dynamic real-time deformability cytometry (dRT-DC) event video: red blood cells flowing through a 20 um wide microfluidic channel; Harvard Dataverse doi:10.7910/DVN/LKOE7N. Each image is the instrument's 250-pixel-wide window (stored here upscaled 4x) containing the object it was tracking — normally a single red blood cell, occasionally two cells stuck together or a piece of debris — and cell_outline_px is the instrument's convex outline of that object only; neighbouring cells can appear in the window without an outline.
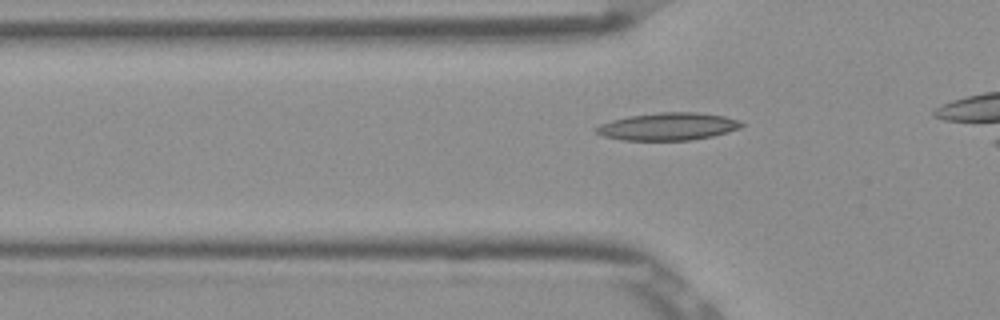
{"species": "Egyptian fruit bat (a non-hibernating species)", "species_latin": "Rousettus aegyptiacus", "temperature_condition": "room temperature", "stored_images_in_passage": 32, "camera_frame_rate_fps": 3000, "um_per_image_px": 0.085, "frame": {"image": 1, "passage_image": 13, "time_ms": 4.0, "image_size_px": [1000, 320], "cell_outline_px": [[744, 124], [740, 128], [728, 132], [712, 136], [692, 140], [620, 140], [604, 136], [596, 132], [592, 128], [600, 124], [612, 120], [628, 116], [660, 112], [696, 112], [724, 116], [740, 120]], "centroid_in_image_um": [56.77, 10.75], "position_along_channel_um": 69.0, "area_um2": 23.41}}
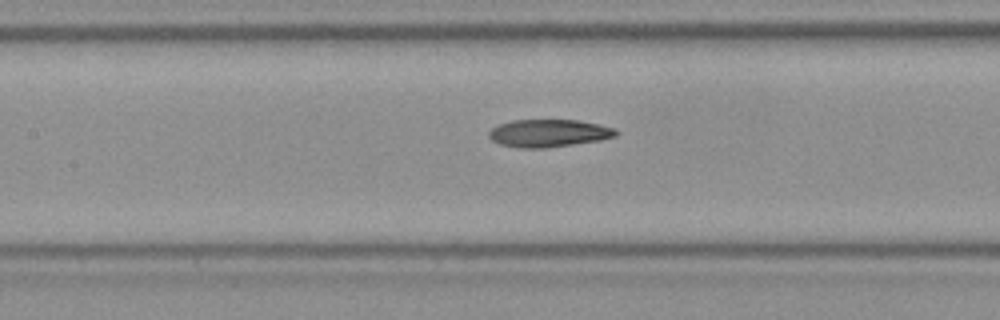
{"frame": {"image": 2, "passage_image": 20, "time_ms": 6.333, "image_size_px": [1000, 320], "cell_outline_px": [[620, 132], [616, 136], [600, 140], [544, 148], [520, 148], [500, 144], [492, 140], [488, 136], [488, 132], [492, 128], [500, 124], [512, 120], [576, 120], [600, 124], [616, 128]], "centroid_in_image_um": [46.66, 11.31], "position_along_channel_um": 160.7, "area_um2": 20.46}}
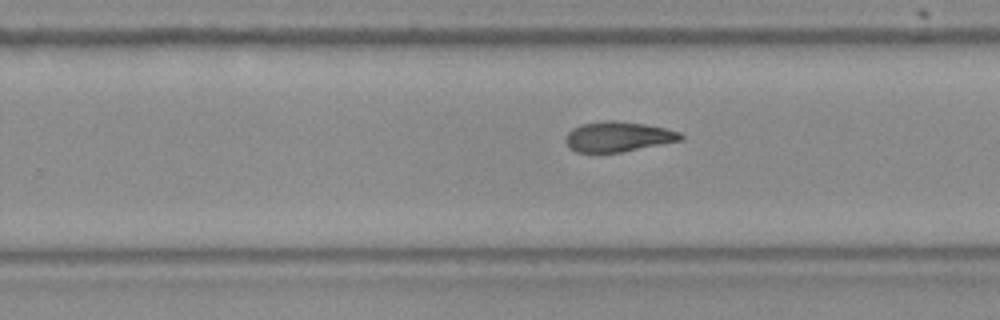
{"frame": {"image": 3, "passage_image": 29, "time_ms": 9.333, "image_size_px": [1000, 320], "cell_outline_px": [[684, 136], [680, 140], [620, 152], [576, 152], [568, 148], [564, 140], [564, 136], [572, 128], [580, 124], [604, 120], [612, 120], [644, 124], [664, 128], [680, 132]], "centroid_in_image_um": [52.45, 11.61], "position_along_channel_um": 277.4, "area_um2": 20.11}}